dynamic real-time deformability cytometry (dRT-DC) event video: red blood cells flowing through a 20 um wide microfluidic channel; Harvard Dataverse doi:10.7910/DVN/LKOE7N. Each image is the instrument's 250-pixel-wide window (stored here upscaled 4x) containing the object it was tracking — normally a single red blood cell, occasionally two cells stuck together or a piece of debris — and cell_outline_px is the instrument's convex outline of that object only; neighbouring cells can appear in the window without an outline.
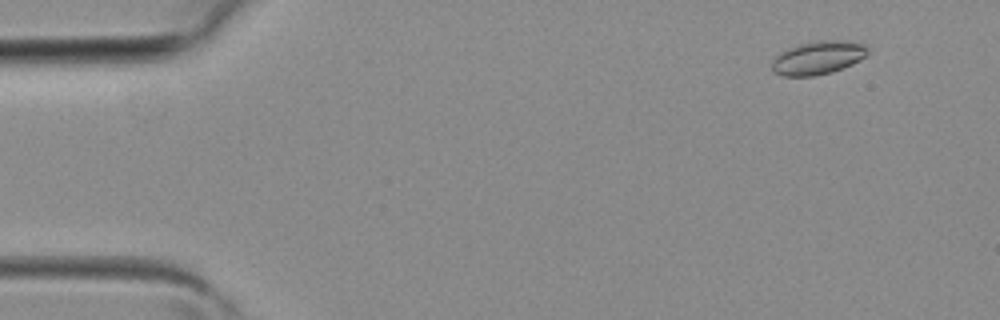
{"species": "common noctule bat (a hibernating species)", "species_latin": "Nyctalus noctula", "temperature_condition": "room temperature", "stored_images_in_passage": 2, "camera_frame_rate_fps": 3000, "um_per_image_px": 0.085, "animal": {"sex": "female", "body_mass_g": 19.3, "forearm_length_mm": 54.1}, "frame": {"image": 1, "passage_image": 2, "time_ms": 0.333, "image_size_px": [1000, 320], "cell_outline_px": [[868, 52], [860, 60], [852, 64], [832, 72], [812, 76], [780, 76], [772, 72], [772, 60], [780, 52], [788, 48], [800, 44], [824, 40], [852, 40], [864, 44], [868, 48]], "centroid_in_image_um": [69.52, 4.91], "position_along_channel_um": 15.5, "area_um2": 18.73}}